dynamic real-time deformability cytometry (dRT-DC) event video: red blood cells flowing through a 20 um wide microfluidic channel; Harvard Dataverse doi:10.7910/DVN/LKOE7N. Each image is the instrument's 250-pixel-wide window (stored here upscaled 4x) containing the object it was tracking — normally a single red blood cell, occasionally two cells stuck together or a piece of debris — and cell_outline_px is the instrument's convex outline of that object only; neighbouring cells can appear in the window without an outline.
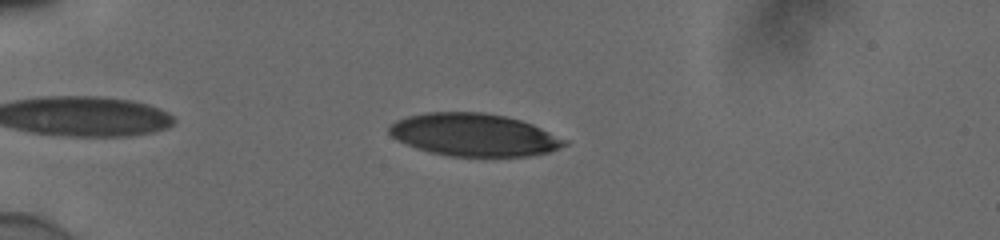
{"species": "human", "species_latin": "Homo sapiens", "temperature_condition": "cold", "stored_images_in_passage": 39, "camera_frame_rate_fps": 3000, "um_per_image_px": 0.085, "donor": {"sex": "male"}, "frame": {"image": 1, "passage_image": 5, "time_ms": 1.333, "image_size_px": [1000, 240], "cell_outline_px": [[568, 144], [548, 152], [528, 156], [448, 156], [416, 148], [392, 136], [388, 132], [388, 128], [396, 120], [408, 116], [428, 112], [484, 112], [504, 116], [520, 120], [532, 124], [568, 140]], "centroid_in_image_um": [40.3, 11.46], "position_along_channel_um": 44.7, "area_um2": 43.23}}
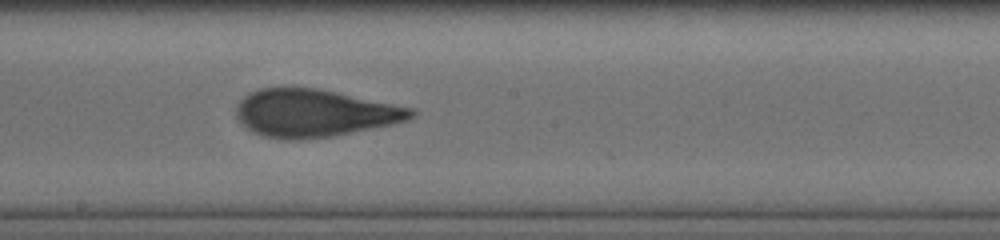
{"frame": {"image": 2, "passage_image": 22, "time_ms": 7.0, "image_size_px": [1000, 240], "cell_outline_px": [[416, 116], [408, 120], [392, 124], [332, 136], [300, 140], [284, 140], [264, 136], [252, 132], [236, 116], [236, 104], [248, 92], [260, 88], [284, 84], [320, 88], [412, 108], [416, 112]], "centroid_in_image_um": [26.66, 9.57], "position_along_channel_um": 221.5, "area_um2": 49.36}}
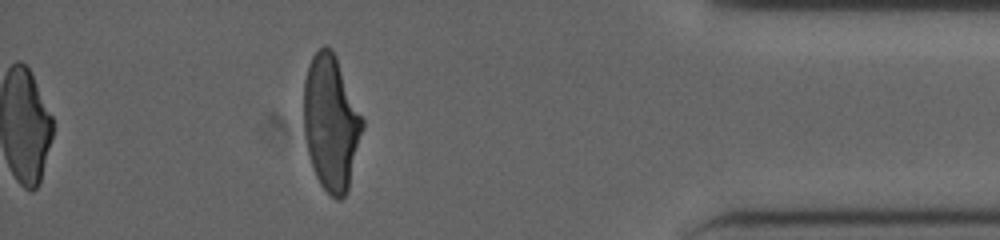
{"frame": {"image": 3, "passage_image": 39, "time_ms": 12.667, "image_size_px": [1000, 240], "cell_outline_px": [[364, 128], [348, 188], [344, 196], [340, 200], [336, 200], [320, 184], [316, 176], [308, 152], [304, 132], [304, 80], [308, 64], [312, 56], [324, 44], [332, 48], [336, 56], [364, 120]], "centroid_in_image_um": [28.14, 10.41], "position_along_channel_um": 407.1, "area_um2": 46.18}, "authors_computed_cell_mechanics": {"area_um2": 47.5116, "velocity_mm_per_s": 3.8731, "shape_relaxation_time_tau1_ms": 5.8385, "shape_relaxation_time_tau2_ms": 0.9344, "deformation_change_tau1": 0.2042, "deformation_change_tau2": 0.0836}}